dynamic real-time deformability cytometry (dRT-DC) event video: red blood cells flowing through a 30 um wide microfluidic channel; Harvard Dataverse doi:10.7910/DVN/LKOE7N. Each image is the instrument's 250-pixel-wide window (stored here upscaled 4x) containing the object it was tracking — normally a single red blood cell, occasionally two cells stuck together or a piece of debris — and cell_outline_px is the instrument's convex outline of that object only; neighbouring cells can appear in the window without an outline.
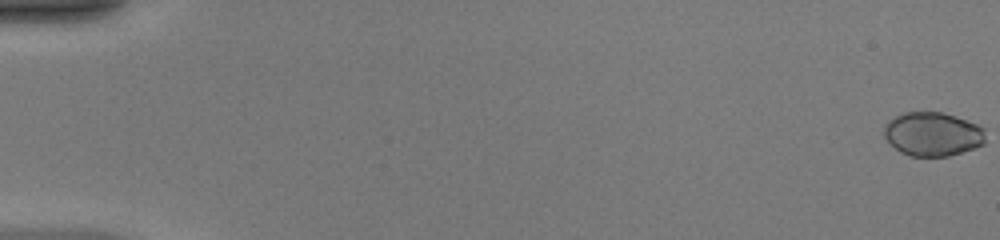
{"species": "common noctule bat (a hibernating species)", "species_latin": "Nyctalus noctula", "temperature_condition": "warm", "stored_images_in_passage": 51, "camera_frame_rate_fps": 3000, "um_per_image_px": 0.085, "animal": {"sex": "female", "body_mass_g": 20.0, "forearm_length_mm": 54.0}, "frame": {"image": 1, "passage_image": 1, "time_ms": 0.0, "image_size_px": [1000, 240], "cell_outline_px": [[984, 144], [976, 148], [948, 156], [912, 156], [900, 152], [884, 136], [884, 124], [888, 120], [904, 112], [940, 112], [956, 116], [976, 124], [984, 128]], "centroid_in_image_um": [79.28, 11.39], "position_along_channel_um": 5.7, "area_um2": 25.89}}
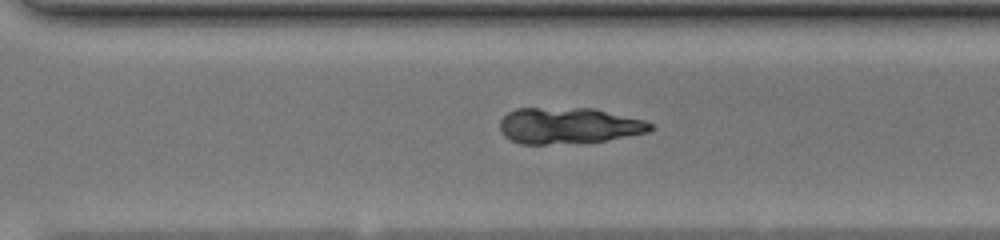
{"frame": {"image": 2, "passage_image": 37, "time_ms": 12.0, "image_size_px": [1000, 240], "cell_outline_px": [[656, 128], [648, 132], [604, 140], [544, 144], [520, 144], [504, 136], [500, 132], [500, 120], [508, 112], [516, 108], [596, 108], [644, 120], [652, 124]], "centroid_in_image_um": [48.32, 10.66], "position_along_channel_um": 322.3, "area_um2": 31.62}}
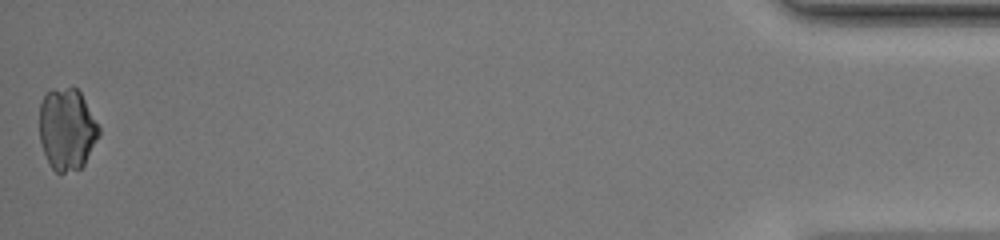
{"frame": {"image": 3, "passage_image": 51, "time_ms": 16.667, "image_size_px": [1000, 240], "cell_outline_px": [[100, 136], [84, 164], [80, 168], [64, 172], [56, 172], [52, 168], [44, 152], [40, 140], [40, 104], [44, 96], [52, 88], [76, 88], [80, 92], [100, 128]], "centroid_in_image_um": [5.7, 10.97], "position_along_channel_um": 429.5, "area_um2": 28.15}}